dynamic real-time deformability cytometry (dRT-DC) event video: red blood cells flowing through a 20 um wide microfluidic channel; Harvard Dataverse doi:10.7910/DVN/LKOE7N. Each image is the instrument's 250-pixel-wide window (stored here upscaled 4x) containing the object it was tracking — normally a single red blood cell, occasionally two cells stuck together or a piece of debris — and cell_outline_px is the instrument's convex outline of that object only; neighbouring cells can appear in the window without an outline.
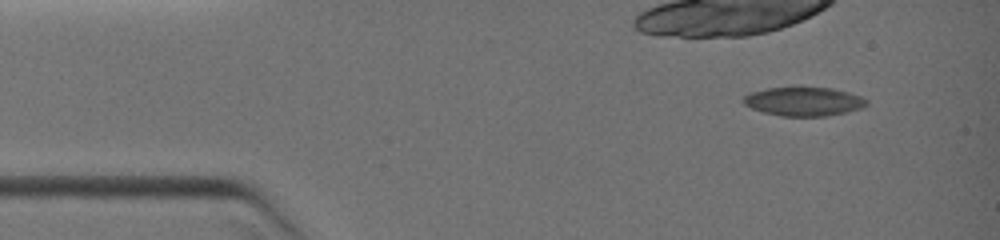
{"species": "common noctule bat (a hibernating species)", "species_latin": "Nyctalus noctula", "temperature_condition": "warm", "stored_images_in_passage": 23, "camera_frame_rate_fps": 3000, "um_per_image_px": 0.085, "animal": {"sex": "female", "body_mass_g": 19.0, "forearm_length_mm": 51.5}, "frame": {"image": 1, "passage_image": 4, "time_ms": 0.667, "image_size_px": [1000, 240], "cell_outline_px": [[868, 104], [860, 108], [844, 112], [824, 116], [784, 116], [764, 112], [752, 108], [744, 104], [744, 96], [752, 92], [768, 88], [832, 88], [848, 92], [860, 96], [868, 100]], "centroid_in_image_um": [68.33, 8.63], "position_along_channel_um": 16.7, "area_um2": 20.23}}
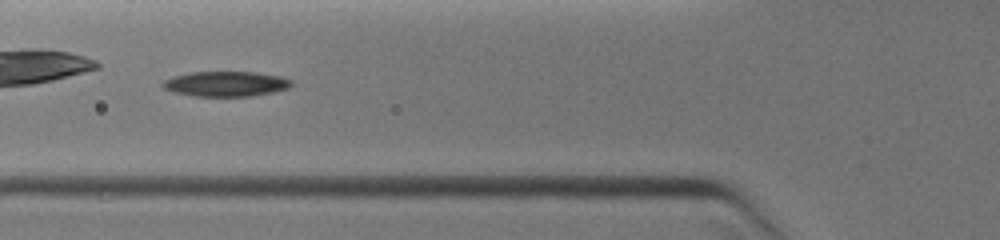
{"frame": {"image": 2, "passage_image": 22, "time_ms": 4.333, "image_size_px": [1000, 240], "cell_outline_px": [[292, 84], [288, 88], [272, 92], [248, 96], [196, 96], [172, 92], [164, 88], [160, 84], [164, 80], [176, 76], [192, 72], [252, 72], [280, 76], [292, 80]], "centroid_in_image_um": [19.18, 7.13], "position_along_channel_um": 106.6, "area_um2": 18.61}}